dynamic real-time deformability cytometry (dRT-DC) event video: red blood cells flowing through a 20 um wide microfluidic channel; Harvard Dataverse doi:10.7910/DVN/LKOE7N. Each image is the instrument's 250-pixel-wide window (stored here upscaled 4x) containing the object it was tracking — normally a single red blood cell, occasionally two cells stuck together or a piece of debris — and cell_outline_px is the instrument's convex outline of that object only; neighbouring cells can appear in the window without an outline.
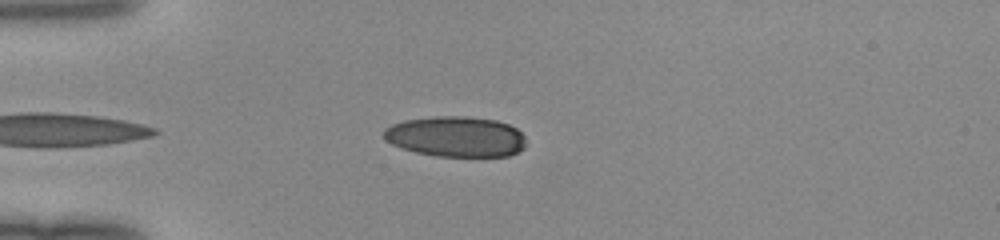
{"species": "human", "species_latin": "Homo sapiens", "temperature_condition": "room temperature", "stored_images_in_passage": 35, "camera_frame_rate_fps": 3000, "um_per_image_px": 0.085, "donor": {"sex": "female"}, "frame": {"image": 1, "passage_image": 3, "time_ms": 0.667, "image_size_px": [1000, 240], "cell_outline_px": [[524, 148], [508, 156], [436, 156], [416, 152], [400, 148], [384, 140], [384, 128], [392, 124], [404, 120], [436, 116], [468, 116], [496, 120], [508, 124], [516, 128], [524, 136]], "centroid_in_image_um": [38.72, 11.6], "position_along_channel_um": 46.3, "area_um2": 33.64}}
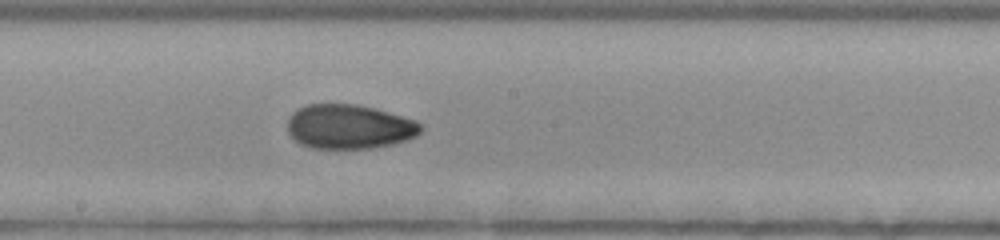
{"frame": {"image": 2, "passage_image": 17, "time_ms": 5.333, "image_size_px": [1000, 240], "cell_outline_px": [[424, 128], [416, 136], [408, 140], [392, 144], [372, 148], [312, 148], [300, 144], [288, 132], [288, 116], [296, 108], [308, 104], [356, 104], [388, 112], [416, 120], [424, 124]], "centroid_in_image_um": [29.7, 10.76], "position_along_channel_um": 218.5, "area_um2": 34.68}}
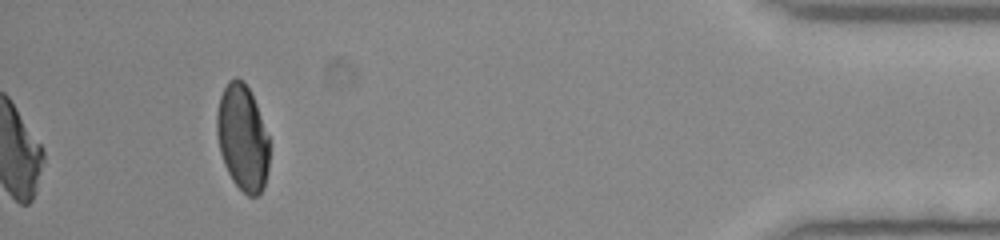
{"frame": {"image": 3, "passage_image": 35, "time_ms": 11.333, "image_size_px": [1000, 240], "cell_outline_px": [[268, 172], [264, 188], [256, 196], [248, 196], [232, 180], [224, 164], [220, 152], [216, 132], [216, 112], [220, 96], [228, 80], [236, 76], [244, 80], [256, 104], [268, 136]], "centroid_in_image_um": [20.6, 11.69], "position_along_channel_um": 414.6, "area_um2": 32.48}}